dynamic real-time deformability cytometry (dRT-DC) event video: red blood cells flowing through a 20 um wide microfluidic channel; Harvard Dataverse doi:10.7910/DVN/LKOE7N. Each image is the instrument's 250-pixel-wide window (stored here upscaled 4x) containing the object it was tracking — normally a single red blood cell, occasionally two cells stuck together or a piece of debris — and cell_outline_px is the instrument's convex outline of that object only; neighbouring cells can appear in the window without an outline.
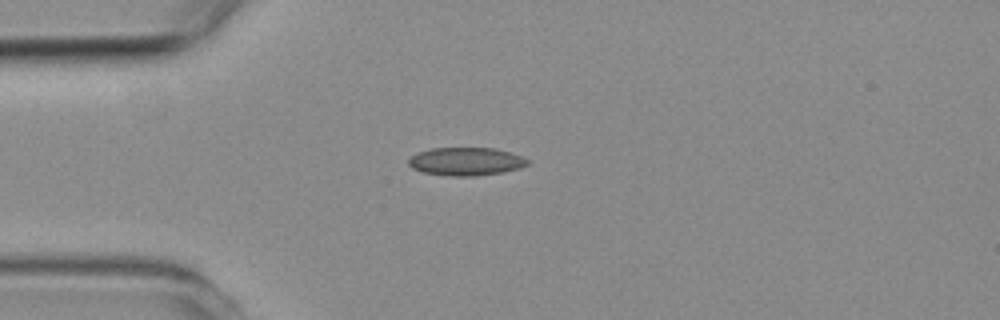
{"species": "common noctule bat (a hibernating species)", "species_latin": "Nyctalus noctula", "temperature_condition": "room temperature", "stored_images_in_passage": 1, "camera_frame_rate_fps": 3000, "um_per_image_px": 0.085, "animal": {"sex": "female", "body_mass_g": 19.3, "forearm_length_mm": 54.1}, "frame": {"image": 1, "passage_image": 1, "time_ms": 0.0, "image_size_px": [1000, 320], "cell_outline_px": [[532, 160], [528, 164], [520, 168], [504, 172], [476, 176], [448, 176], [424, 172], [412, 168], [408, 164], [408, 156], [416, 152], [432, 148], [496, 148]], "centroid_in_image_um": [39.59, 13.72], "position_along_channel_um": 45.4, "area_um2": 19.71}}